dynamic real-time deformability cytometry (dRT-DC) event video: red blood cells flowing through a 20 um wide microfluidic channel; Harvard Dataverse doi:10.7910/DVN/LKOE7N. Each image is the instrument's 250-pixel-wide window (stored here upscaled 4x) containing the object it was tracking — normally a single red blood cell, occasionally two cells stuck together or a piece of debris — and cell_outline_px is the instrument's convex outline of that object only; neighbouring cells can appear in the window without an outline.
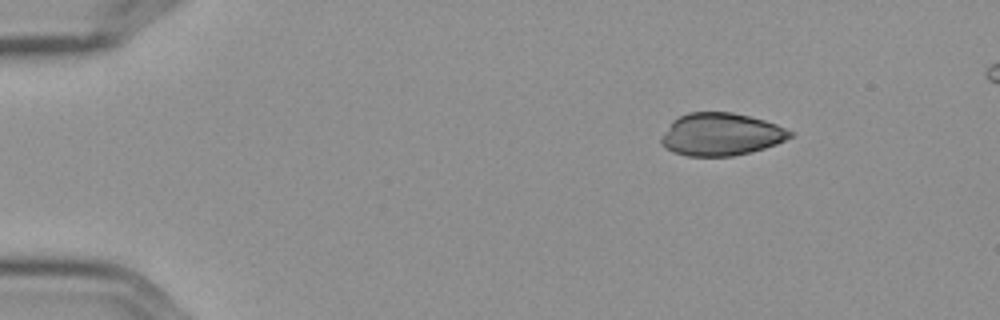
{"species": "Egyptian fruit bat (a non-hibernating species)", "species_latin": "Rousettus aegyptiacus", "temperature_condition": "cold", "stored_images_in_passage": 4, "camera_frame_rate_fps": 3000, "um_per_image_px": 0.085, "frame": {"image": 1, "passage_image": 1, "time_ms": 0.0, "image_size_px": [1000, 320], "cell_outline_px": [[792, 136], [776, 144], [752, 152], [732, 156], [688, 156], [672, 152], [664, 148], [660, 144], [660, 136], [672, 120], [688, 112], [732, 112], [764, 120], [776, 124], [792, 132]], "centroid_in_image_um": [61.22, 11.43], "position_along_channel_um": 23.8, "area_um2": 32.08}}